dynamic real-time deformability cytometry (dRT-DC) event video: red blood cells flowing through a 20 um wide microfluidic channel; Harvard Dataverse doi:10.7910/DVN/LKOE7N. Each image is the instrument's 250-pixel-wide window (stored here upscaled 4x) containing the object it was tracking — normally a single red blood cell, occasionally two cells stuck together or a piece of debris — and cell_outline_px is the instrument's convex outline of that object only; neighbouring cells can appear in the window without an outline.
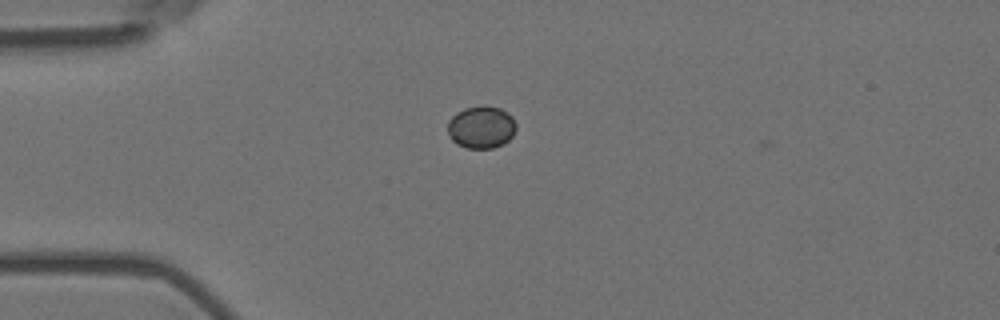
{"species": "Egyptian fruit bat (a non-hibernating species)", "species_latin": "Rousettus aegyptiacus", "temperature_condition": "room temperature", "stored_images_in_passage": 7, "camera_frame_rate_fps": 3000, "um_per_image_px": 0.085, "animal": {"sex": "female"}, "frame": {"image": 1, "passage_image": 3, "time_ms": 0.667, "image_size_px": [1000, 320], "cell_outline_px": [[516, 128], [512, 136], [504, 144], [492, 148], [468, 148], [456, 144], [452, 140], [448, 132], [448, 120], [456, 112], [464, 108], [500, 108], [512, 116], [516, 124]], "centroid_in_image_um": [40.9, 10.85], "position_along_channel_um": 44.1, "area_um2": 16.59}}
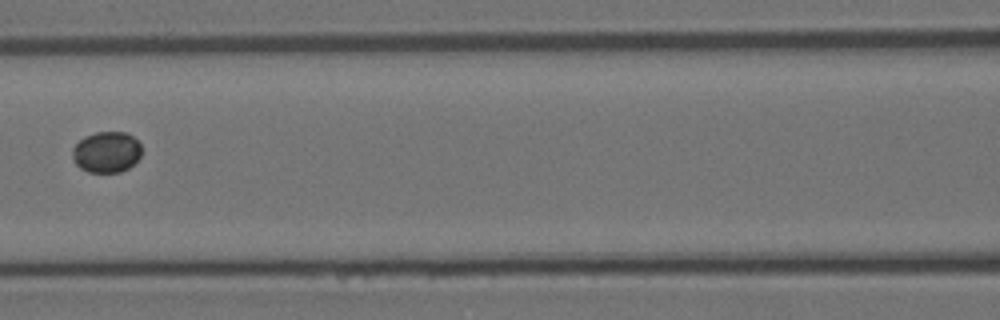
{"frame": {"image": 2, "passage_image": 6, "time_ms": 1.667, "image_size_px": [1000, 320], "cell_outline_px": [[140, 156], [128, 168], [120, 172], [88, 172], [80, 168], [72, 160], [72, 148], [84, 136], [96, 132], [128, 132], [140, 144]], "centroid_in_image_um": [9.02, 12.92], "position_along_channel_um": 157.6, "area_um2": 16.53}}
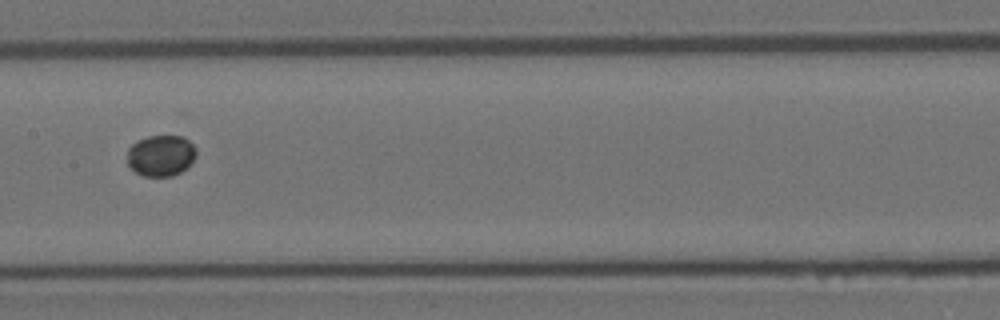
{"frame": {"image": 3, "passage_image": 7, "time_ms": 2.0, "image_size_px": [1000, 320], "cell_outline_px": [[196, 156], [180, 172], [172, 176], [144, 176], [136, 172], [128, 164], [128, 148], [132, 144], [148, 136], [184, 136], [196, 148]], "centroid_in_image_um": [13.67, 13.21], "position_along_channel_um": 193.7, "area_um2": 16.3}}